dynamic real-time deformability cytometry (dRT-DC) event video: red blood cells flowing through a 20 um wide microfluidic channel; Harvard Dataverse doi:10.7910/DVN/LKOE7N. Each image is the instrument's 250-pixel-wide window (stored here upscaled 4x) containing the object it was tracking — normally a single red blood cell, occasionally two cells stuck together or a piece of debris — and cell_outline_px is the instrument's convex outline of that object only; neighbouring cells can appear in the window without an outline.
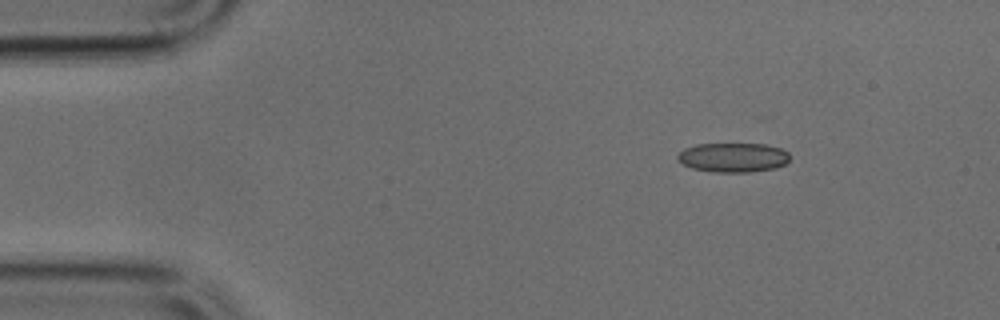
{"species": "common noctule bat (a hibernating species)", "species_latin": "Nyctalus noctula", "temperature_condition": "cold", "stored_images_in_passage": 36, "camera_frame_rate_fps": 3000, "um_per_image_px": 0.085, "animal": {"sex": "male", "body_mass_g": 17.9, "forearm_length_mm": 54.2}, "frame": {"image": 1, "passage_image": 1, "time_ms": 0.0, "image_size_px": [1000, 320], "cell_outline_px": [[788, 160], [784, 164], [776, 168], [752, 172], [712, 172], [692, 168], [684, 164], [676, 156], [684, 148], [696, 144], [764, 144], [780, 148], [788, 152]], "centroid_in_image_um": [62.31, 13.38], "position_along_channel_um": 22.7, "area_um2": 19.13}}
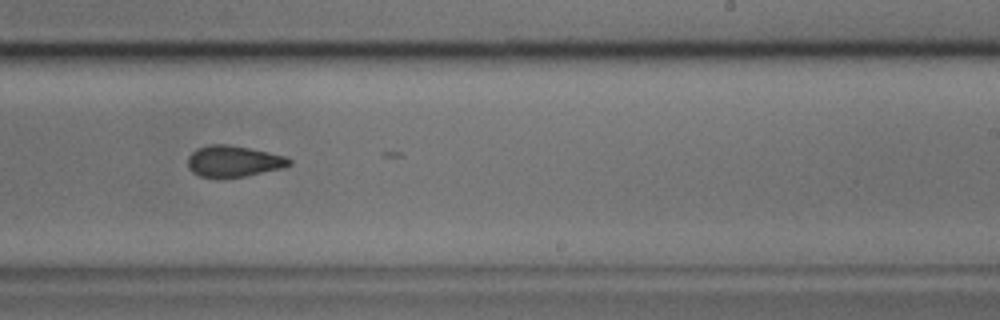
{"frame": {"image": 2, "passage_image": 24, "time_ms": 7.667, "image_size_px": [1000, 320], "cell_outline_px": [[292, 164], [284, 168], [244, 176], [200, 176], [192, 172], [188, 168], [188, 156], [196, 148], [208, 144], [228, 144], [268, 152], [284, 156], [292, 160]], "centroid_in_image_um": [19.85, 13.68], "position_along_channel_um": 269.1, "area_um2": 18.26}}
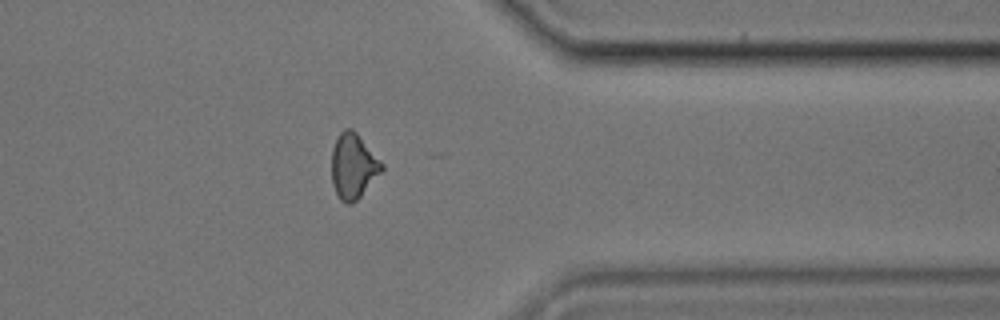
{"frame": {"image": 3, "passage_image": 33, "time_ms": 10.667, "image_size_px": [1000, 320], "cell_outline_px": [[384, 168], [360, 196], [352, 204], [348, 204], [340, 200], [332, 184], [332, 148], [340, 132], [344, 128], [352, 128], [356, 132], [384, 164]], "centroid_in_image_um": [30.02, 14.11], "position_along_channel_um": 381.4, "area_um2": 18.84}}